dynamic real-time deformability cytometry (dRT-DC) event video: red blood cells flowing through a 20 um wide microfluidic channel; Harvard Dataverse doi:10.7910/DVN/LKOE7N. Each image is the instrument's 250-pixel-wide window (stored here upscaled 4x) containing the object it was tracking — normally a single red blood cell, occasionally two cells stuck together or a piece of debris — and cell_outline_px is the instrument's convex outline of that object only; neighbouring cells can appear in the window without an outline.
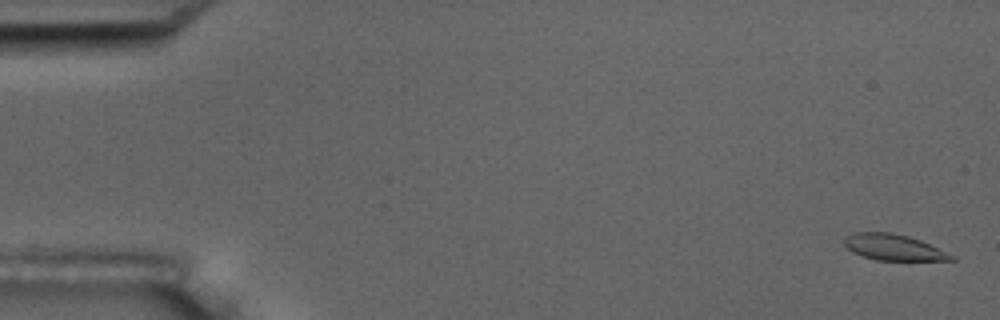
{"species": "common noctule bat (a hibernating species)", "species_latin": "Nyctalus noctula", "temperature_condition": "room temperature", "stored_images_in_passage": 56, "camera_frame_rate_fps": 3000, "um_per_image_px": 0.085, "animal": {"sex": "male", "body_mass_g": 17.5, "forearm_length_mm": 52.3}, "frame": {"image": 1, "passage_image": 2, "time_ms": 0.333, "image_size_px": [1000, 320], "cell_outline_px": [[956, 260], [876, 260], [852, 252], [844, 244], [844, 240], [852, 232], [892, 232], [908, 236], [920, 240], [956, 256]], "centroid_in_image_um": [75.96, 21.02], "position_along_channel_um": 9.0, "area_um2": 16.13}}
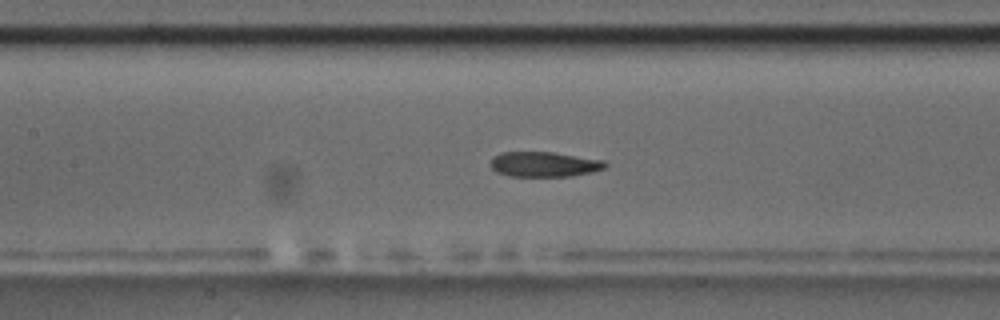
{"frame": {"image": 2, "passage_image": 26, "time_ms": 8.333, "image_size_px": [1000, 320], "cell_outline_px": [[608, 164], [604, 168], [592, 172], [572, 176], [512, 176], [496, 172], [488, 164], [492, 156], [500, 152], [552, 152], [604, 160]], "centroid_in_image_um": [46.22, 13.96], "position_along_channel_um": 161.2, "area_um2": 16.88}}
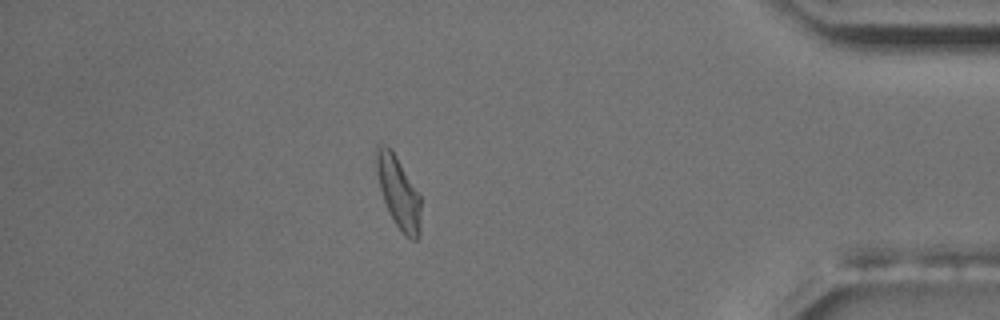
{"frame": {"image": 3, "passage_image": 49, "time_ms": 16.0, "image_size_px": [1000, 320], "cell_outline_px": [[420, 236], [416, 240], [412, 240], [404, 236], [396, 224], [384, 200], [380, 188], [376, 172], [376, 144], [384, 144], [392, 148], [420, 196]], "centroid_in_image_um": [33.87, 16.33], "position_along_channel_um": 401.3, "area_um2": 18.5}, "authors_computed_cell_mechanics": {"area_um2": 17.4556, "velocity_mm_per_s": 3.6501, "shape_relaxation_time_tau1_ms": null, "shape_relaxation_time_tau2_ms": 3.1942, "deformation_change_tau1": null, "deformation_change_tau2": 0.0992}}